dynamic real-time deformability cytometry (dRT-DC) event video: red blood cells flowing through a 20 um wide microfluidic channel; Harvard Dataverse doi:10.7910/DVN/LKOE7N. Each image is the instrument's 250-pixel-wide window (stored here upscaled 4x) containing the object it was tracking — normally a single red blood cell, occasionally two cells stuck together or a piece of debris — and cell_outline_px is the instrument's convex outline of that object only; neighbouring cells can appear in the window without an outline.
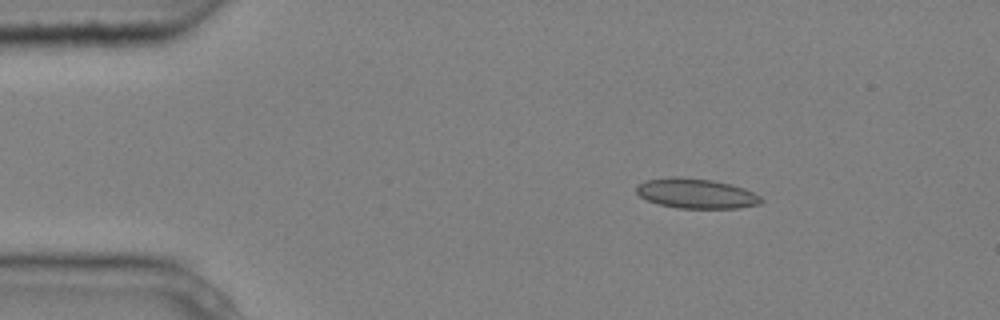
{"species": "common noctule bat (a hibernating species)", "species_latin": "Nyctalus noctula", "temperature_condition": "cold", "stored_images_in_passage": 3, "camera_frame_rate_fps": 3000, "um_per_image_px": 0.085, "animal": {"sex": "male", "body_mass_g": 20.4}, "frame": {"image": 1, "passage_image": 1, "time_ms": 0.0, "image_size_px": [1000, 320], "cell_outline_px": [[764, 200], [760, 204], [736, 208], [676, 208], [660, 204], [648, 200], [640, 196], [636, 192], [636, 184], [644, 180], [676, 176], [712, 180], [732, 184], [744, 188], [760, 196]], "centroid_in_image_um": [59.16, 16.44], "position_along_channel_um": 25.8, "area_um2": 21.79}}
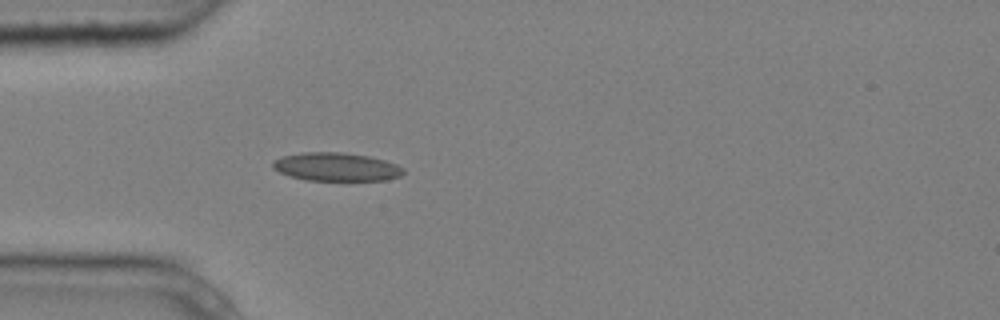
{"frame": {"image": 2, "passage_image": 3, "time_ms": 0.667, "image_size_px": [1000, 320], "cell_outline_px": [[404, 172], [400, 176], [388, 180], [304, 180], [288, 176], [272, 168], [272, 160], [280, 156], [300, 152], [344, 152], [368, 156], [384, 160], [396, 164], [404, 168]], "centroid_in_image_um": [28.54, 14.18], "position_along_channel_um": 56.5, "area_um2": 21.85}}